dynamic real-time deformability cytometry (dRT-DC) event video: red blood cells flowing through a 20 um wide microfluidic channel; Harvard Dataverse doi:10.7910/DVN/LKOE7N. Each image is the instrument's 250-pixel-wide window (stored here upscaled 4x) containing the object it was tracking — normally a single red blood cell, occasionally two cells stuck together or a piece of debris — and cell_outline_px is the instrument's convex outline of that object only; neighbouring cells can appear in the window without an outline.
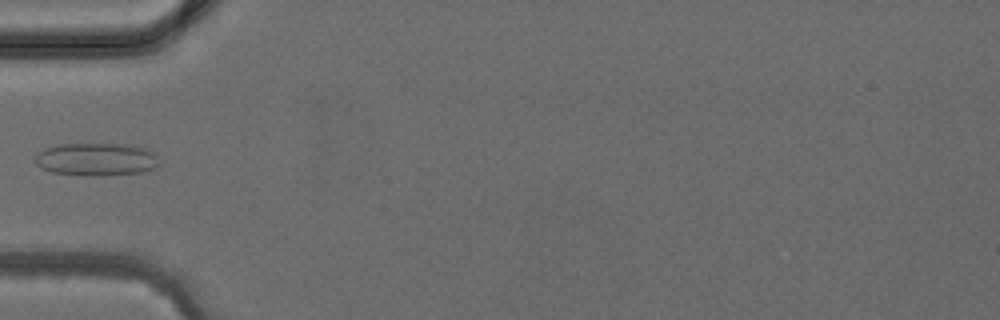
{"species": "common noctule bat (a hibernating species)", "species_latin": "Nyctalus noctula", "temperature_condition": "cold", "stored_images_in_passage": 4, "camera_frame_rate_fps": 3000, "um_per_image_px": 0.085, "animal": {"sex": "female", "body_mass_g": 24.6, "forearm_length_mm": 56.2}, "frame": {"image": 1, "passage_image": 4, "time_ms": 4.333, "image_size_px": [1000, 320], "cell_outline_px": [[160, 164], [156, 168], [140, 172], [100, 176], [84, 176], [52, 172], [40, 168], [36, 164], [36, 156], [44, 148], [56, 144], [132, 144], [156, 152]], "centroid_in_image_um": [8.22, 13.54], "position_along_channel_um": 76.8, "area_um2": 24.1}}